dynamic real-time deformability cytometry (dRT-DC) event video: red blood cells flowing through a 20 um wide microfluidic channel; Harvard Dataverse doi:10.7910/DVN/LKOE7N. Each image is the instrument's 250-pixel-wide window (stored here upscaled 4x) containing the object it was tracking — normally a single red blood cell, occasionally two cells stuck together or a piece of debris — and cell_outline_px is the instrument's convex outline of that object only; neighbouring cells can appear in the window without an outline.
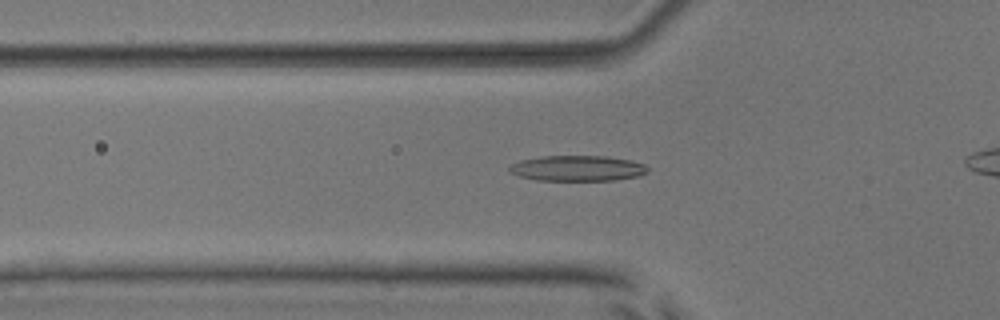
{"species": "common noctule bat (a hibernating species)", "species_latin": "Nyctalus noctula", "temperature_condition": "room temperature", "stored_images_in_passage": 43, "camera_frame_rate_fps": 3000, "um_per_image_px": 0.085, "animal": {"sex": "male", "body_mass_g": 17.9, "forearm_length_mm": 54.2}, "frame": {"image": 1, "passage_image": 15, "time_ms": 4.667, "image_size_px": [1000, 320], "cell_outline_px": [[648, 172], [640, 176], [616, 180], [536, 180], [520, 176], [508, 172], [508, 168], [512, 164], [520, 160], [544, 156], [608, 156], [632, 160], [644, 164], [648, 168]], "centroid_in_image_um": [49.11, 14.3], "position_along_channel_um": 76.7, "area_um2": 20.69}}
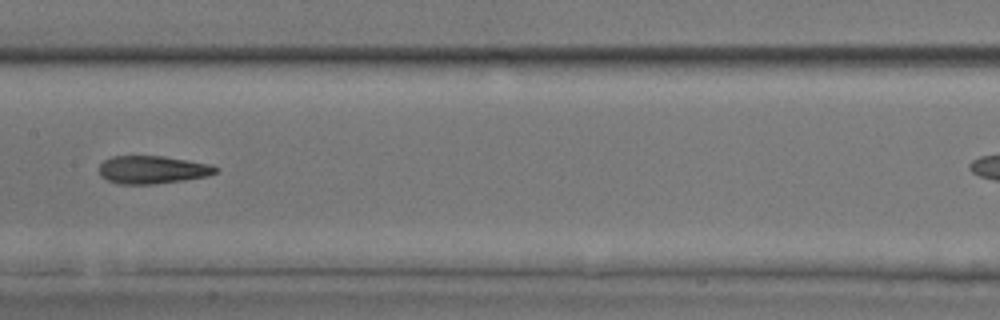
{"frame": {"image": 2, "passage_image": 24, "time_ms": 7.667, "image_size_px": [1000, 320], "cell_outline_px": [[220, 168], [216, 172], [208, 176], [184, 180], [156, 184], [116, 184], [100, 176], [100, 164], [104, 160], [112, 156], [164, 156], [212, 164]], "centroid_in_image_um": [12.98, 14.43], "position_along_channel_um": 194.4, "area_um2": 19.13}}
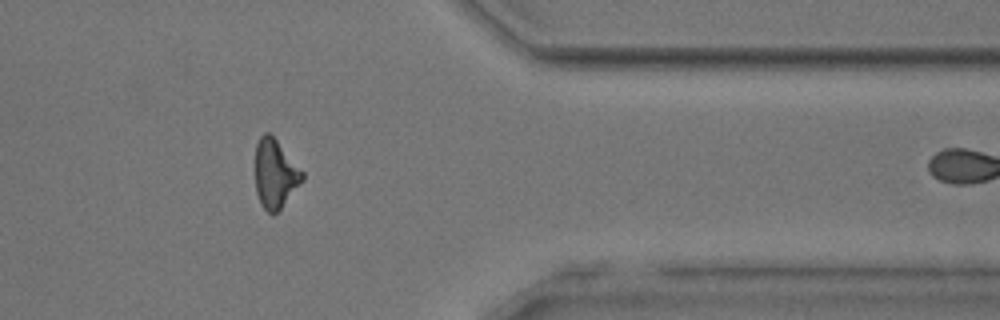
{"frame": {"image": 3, "passage_image": 40, "time_ms": 13.0, "image_size_px": [1000, 320], "cell_outline_px": [[304, 180], [280, 208], [276, 212], [268, 212], [260, 204], [256, 192], [256, 144], [260, 136], [264, 132], [268, 132], [276, 140], [304, 172]], "centroid_in_image_um": [23.39, 14.76], "position_along_channel_um": 388.0, "area_um2": 18.55}, "authors_computed_cell_mechanics": {"area_um2": 19.5364, "velocity_mm_per_s": 3.9146, "shape_relaxation_time_tau1_ms": 5.4834, "shape_relaxation_time_tau2_ms": 4.0957, "deformation_change_tau1": 0.1836, "deformation_change_tau2": 0.1531}}